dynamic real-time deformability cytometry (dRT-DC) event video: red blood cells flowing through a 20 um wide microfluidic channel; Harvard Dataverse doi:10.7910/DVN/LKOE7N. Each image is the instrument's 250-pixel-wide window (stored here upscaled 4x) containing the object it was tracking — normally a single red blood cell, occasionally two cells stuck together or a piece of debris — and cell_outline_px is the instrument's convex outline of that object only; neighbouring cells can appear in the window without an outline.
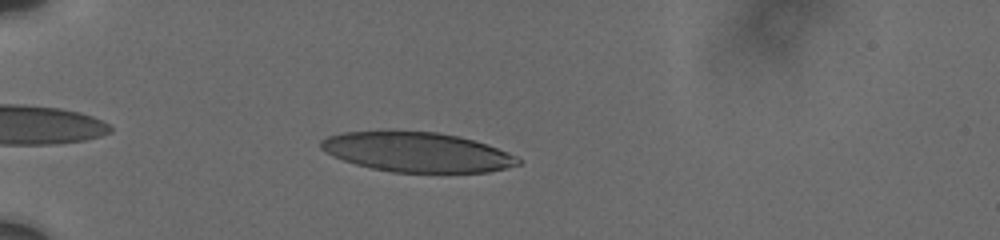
{"species": "human", "species_latin": "Homo sapiens", "temperature_condition": "cold", "stored_images_in_passage": 9, "camera_frame_rate_fps": 3000, "um_per_image_px": 0.085, "donor": {"sex": "male"}, "frame": {"image": 1, "passage_image": 4, "time_ms": 2.333, "image_size_px": [1000, 240], "cell_outline_px": [[520, 164], [488, 172], [392, 172], [372, 168], [356, 164], [332, 156], [320, 148], [320, 140], [328, 136], [344, 132], [380, 128], [388, 128], [436, 132], [456, 136], [472, 140], [508, 152], [516, 156], [520, 160]], "centroid_in_image_um": [35.34, 12.88], "position_along_channel_um": 49.7, "area_um2": 46.3}}
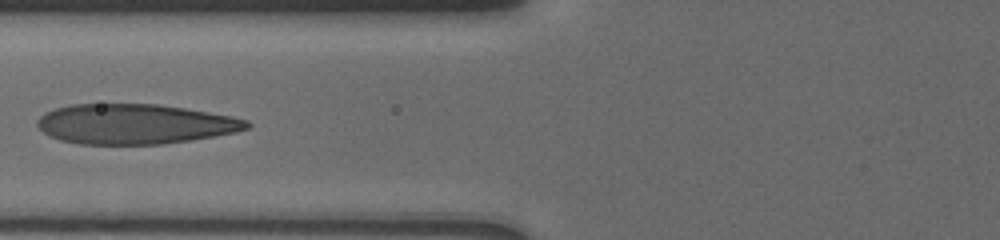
{"frame": {"image": 2, "passage_image": 7, "time_ms": 5.0, "image_size_px": [1000, 240], "cell_outline_px": [[252, 124], [248, 128], [236, 132], [192, 140], [164, 144], [80, 144], [60, 140], [48, 136], [36, 124], [36, 120], [40, 116], [56, 108], [72, 104], [160, 104], [232, 116], [248, 120]], "centroid_in_image_um": [11.47, 10.54], "position_along_channel_um": 114.3, "area_um2": 48.9}}
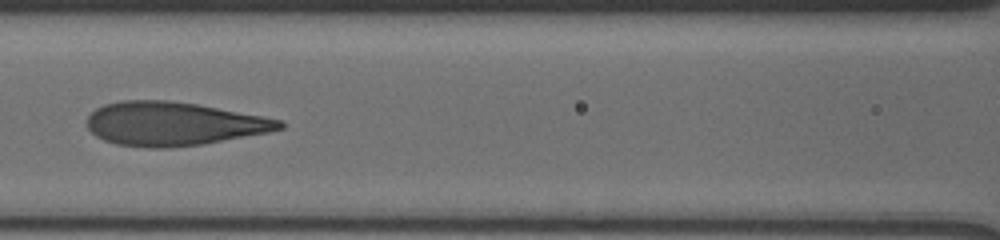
{"frame": {"image": 3, "passage_image": 8, "time_ms": 6.0, "image_size_px": [1000, 240], "cell_outline_px": [[284, 128], [268, 132], [204, 144], [172, 148], [148, 148], [116, 144], [104, 140], [96, 136], [84, 124], [88, 116], [96, 108], [104, 104], [124, 100], [168, 100], [196, 104], [264, 116], [280, 120], [284, 124]], "centroid_in_image_um": [14.71, 10.52], "position_along_channel_um": 151.9, "area_um2": 49.13}}